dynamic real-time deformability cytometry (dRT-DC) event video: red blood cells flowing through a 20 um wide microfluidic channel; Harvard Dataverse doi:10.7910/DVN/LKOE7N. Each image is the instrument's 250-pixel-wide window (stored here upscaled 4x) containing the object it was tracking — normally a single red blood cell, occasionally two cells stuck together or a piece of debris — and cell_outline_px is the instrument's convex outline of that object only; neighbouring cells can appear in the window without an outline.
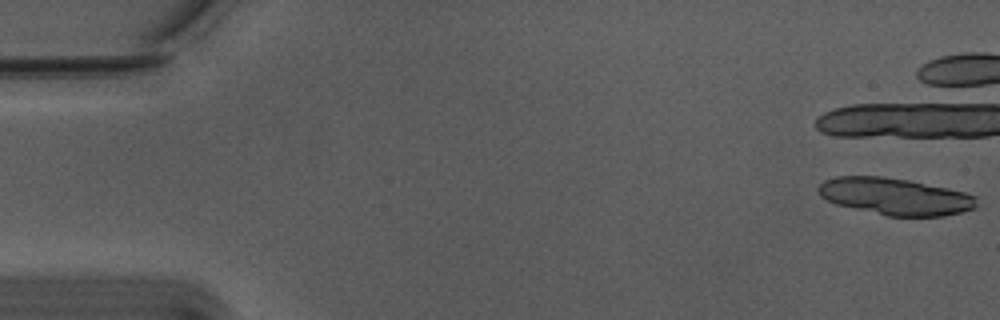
{"species": "Egyptian fruit bat (a non-hibernating species)", "species_latin": "Rousettus aegyptiacus", "temperature_condition": "warm", "stored_images_in_passage": 9, "camera_frame_rate_fps": 3000, "um_per_image_px": 0.085, "animal": {"sex": "male"}, "frame": {"image": 1, "passage_image": 1, "time_ms": 0.0, "image_size_px": [1000, 320], "cell_outline_px": [[976, 208], [944, 216], [888, 216], [836, 204], [820, 196], [816, 188], [824, 180], [836, 176], [884, 176], [908, 180], [948, 188], [964, 192], [976, 196]], "centroid_in_image_um": [76.07, 16.69], "position_along_channel_um": 8.9, "area_um2": 34.04}}